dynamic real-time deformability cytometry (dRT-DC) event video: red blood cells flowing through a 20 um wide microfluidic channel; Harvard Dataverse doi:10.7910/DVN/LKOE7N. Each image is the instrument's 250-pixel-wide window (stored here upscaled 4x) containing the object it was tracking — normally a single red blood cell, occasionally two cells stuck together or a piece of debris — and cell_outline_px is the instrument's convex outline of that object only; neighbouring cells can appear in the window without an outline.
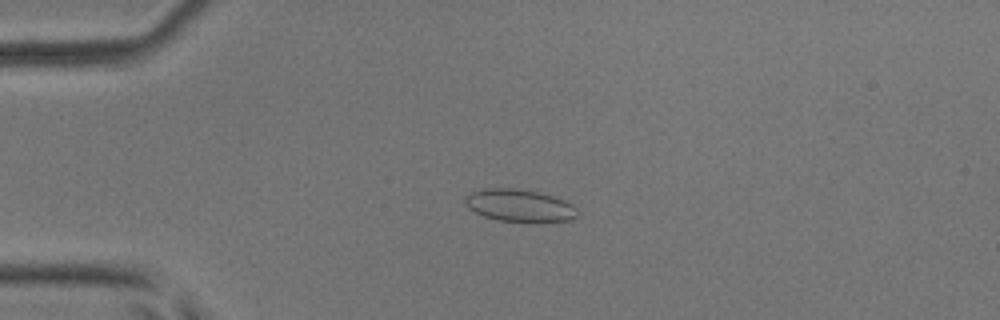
{"species": "common noctule bat (a hibernating species)", "species_latin": "Nyctalus noctula", "temperature_condition": "room temperature", "stored_images_in_passage": 8, "camera_frame_rate_fps": 3000, "um_per_image_px": 0.085, "animal": {"sex": "male", "body_mass_g": 17.9, "forearm_length_mm": 54.2}, "frame": {"image": 1, "passage_image": 4, "time_ms": 1.0, "image_size_px": [1000, 320], "cell_outline_px": [[576, 216], [572, 220], [532, 224], [500, 220], [484, 216], [468, 208], [464, 204], [464, 200], [472, 192], [484, 188], [520, 188], [540, 192], [564, 200], [572, 204], [576, 208]], "centroid_in_image_um": [44.19, 17.49], "position_along_channel_um": 40.8, "area_um2": 21.68}}
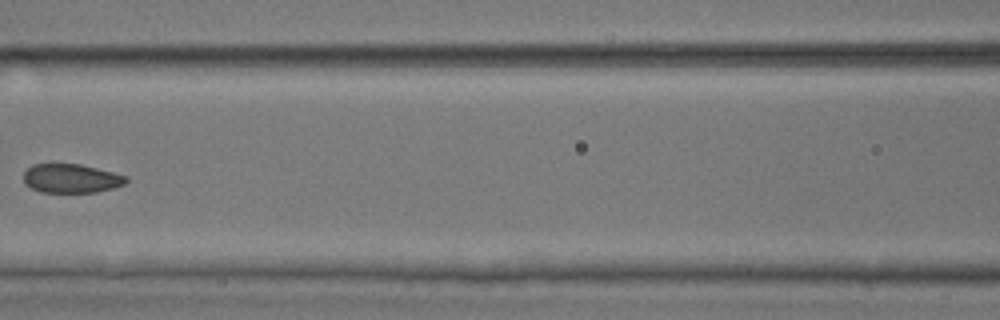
{"frame": {"image": 2, "passage_image": 7, "time_ms": 2.0, "image_size_px": [1000, 320], "cell_outline_px": [[128, 180], [124, 184], [112, 188], [96, 192], [40, 192], [24, 184], [24, 172], [32, 164], [80, 164], [128, 176]], "centroid_in_image_um": [6.04, 15.16], "position_along_channel_um": 160.6, "area_um2": 17.22}}
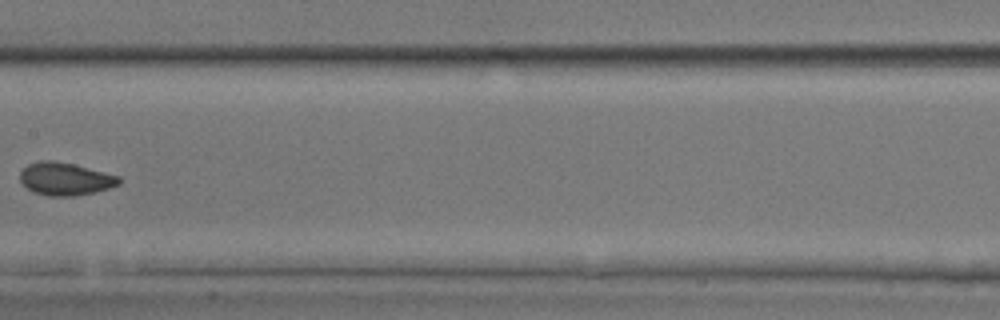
{"frame": {"image": 3, "passage_image": 8, "time_ms": 2.333, "image_size_px": [1000, 320], "cell_outline_px": [[120, 184], [108, 188], [92, 192], [72, 196], [48, 196], [36, 192], [28, 188], [20, 180], [20, 172], [28, 164], [40, 160], [52, 160], [72, 164], [120, 176]], "centroid_in_image_um": [5.53, 15.2], "position_along_channel_um": 201.9, "area_um2": 18.55}}